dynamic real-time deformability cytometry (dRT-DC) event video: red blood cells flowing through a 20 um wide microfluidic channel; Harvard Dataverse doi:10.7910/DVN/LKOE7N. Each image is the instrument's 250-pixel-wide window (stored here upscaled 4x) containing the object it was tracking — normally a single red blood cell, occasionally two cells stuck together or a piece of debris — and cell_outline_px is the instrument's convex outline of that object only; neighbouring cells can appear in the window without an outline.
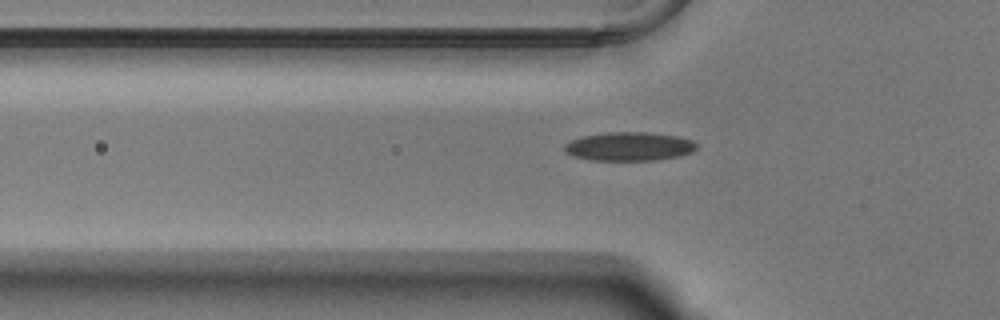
{"species": "Egyptian fruit bat (a non-hibernating species)", "species_latin": "Rousettus aegyptiacus", "temperature_condition": "warm", "stored_images_in_passage": 40, "camera_frame_rate_fps": 3000, "um_per_image_px": 0.085, "animal": {"sex": "male"}, "frame": {"image": 1, "passage_image": 11, "time_ms": 3.333, "image_size_px": [1000, 320], "cell_outline_px": [[696, 148], [692, 152], [680, 156], [656, 160], [588, 160], [572, 156], [564, 152], [564, 144], [572, 140], [584, 136], [608, 132], [648, 132], [680, 136], [692, 140], [696, 144]], "centroid_in_image_um": [53.48, 12.45], "position_along_channel_um": 72.3, "area_um2": 22.25}}
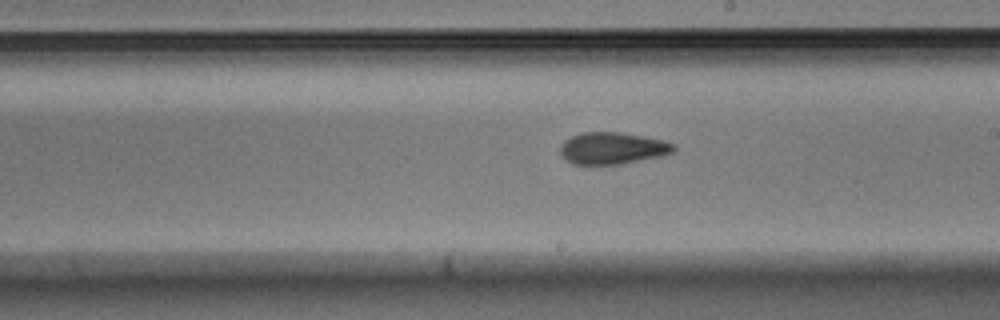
{"frame": {"image": 2, "passage_image": 24, "time_ms": 7.667, "image_size_px": [1000, 320], "cell_outline_px": [[676, 148], [672, 152], [664, 156], [620, 164], [572, 164], [560, 152], [560, 144], [564, 140], [580, 132], [620, 132], [664, 140], [676, 144]], "centroid_in_image_um": [52.09, 12.59], "position_along_channel_um": 236.9, "area_um2": 21.15}}
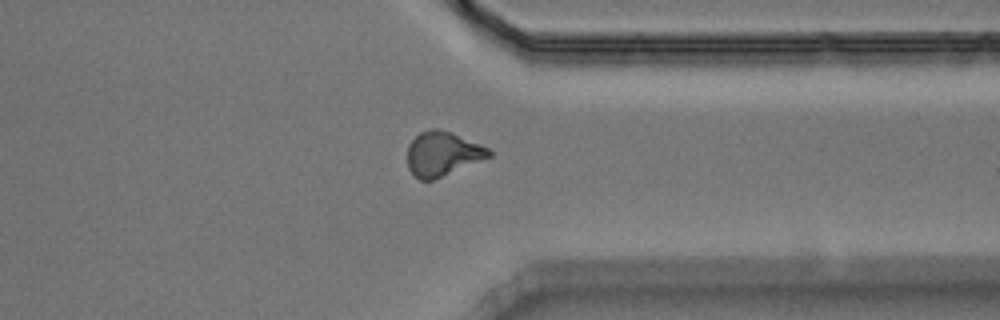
{"frame": {"image": 3, "passage_image": 35, "time_ms": 11.333, "image_size_px": [1000, 320], "cell_outline_px": [[492, 156], [432, 180], [420, 180], [412, 176], [408, 168], [408, 144], [420, 132], [432, 128], [436, 128], [452, 132], [480, 144], [488, 148], [492, 152]], "centroid_in_image_um": [37.59, 13.07], "position_along_channel_um": 373.8, "area_um2": 21.04}}